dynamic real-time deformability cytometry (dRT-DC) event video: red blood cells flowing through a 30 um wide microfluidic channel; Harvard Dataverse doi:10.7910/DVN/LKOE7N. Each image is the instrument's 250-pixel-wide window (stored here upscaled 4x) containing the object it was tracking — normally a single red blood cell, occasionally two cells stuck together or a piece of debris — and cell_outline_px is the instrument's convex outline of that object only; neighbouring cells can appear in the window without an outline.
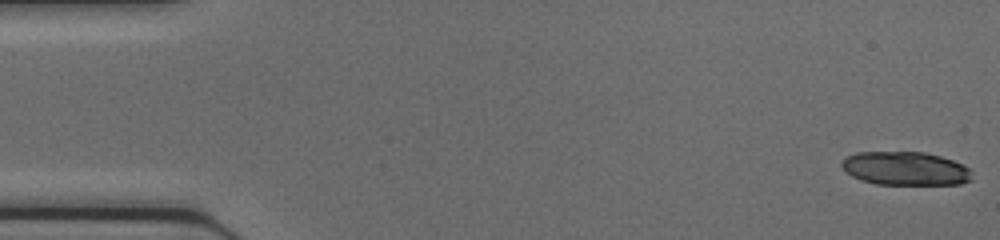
{"species": "common noctule bat (a hibernating species)", "species_latin": "Nyctalus noctula", "temperature_condition": "cold", "stored_images_in_passage": 38, "segment_of_instrument_passage": [1, 2], "camera_frame_rate_fps": 3000, "um_per_image_px": 0.085, "animal": {"sex": "female", "body_mass_g": 17.0, "forearm_length_mm": 48.0}, "frame": {"image": 1, "passage_image": 1, "time_ms": 0.0, "image_size_px": [1000, 240], "cell_outline_px": [[972, 180], [960, 184], [876, 184], [860, 180], [852, 176], [840, 164], [844, 156], [856, 152], [924, 152], [940, 156], [964, 164], [968, 168]], "centroid_in_image_um": [76.93, 14.32], "position_along_channel_um": 8.1, "area_um2": 25.49}}
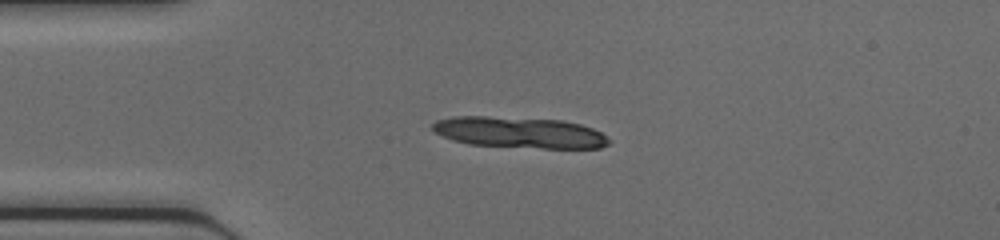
{"frame": {"image": 2, "passage_image": 11, "time_ms": 3.333, "image_size_px": [1000, 240], "cell_outline_px": [[612, 140], [608, 144], [600, 148], [544, 148], [468, 144], [452, 140], [436, 132], [432, 128], [432, 124], [436, 120], [452, 116], [484, 116], [564, 120], [580, 124], [592, 128], [600, 132]], "centroid_in_image_um": [44.17, 11.25], "position_along_channel_um": 40.8, "area_um2": 31.96}}